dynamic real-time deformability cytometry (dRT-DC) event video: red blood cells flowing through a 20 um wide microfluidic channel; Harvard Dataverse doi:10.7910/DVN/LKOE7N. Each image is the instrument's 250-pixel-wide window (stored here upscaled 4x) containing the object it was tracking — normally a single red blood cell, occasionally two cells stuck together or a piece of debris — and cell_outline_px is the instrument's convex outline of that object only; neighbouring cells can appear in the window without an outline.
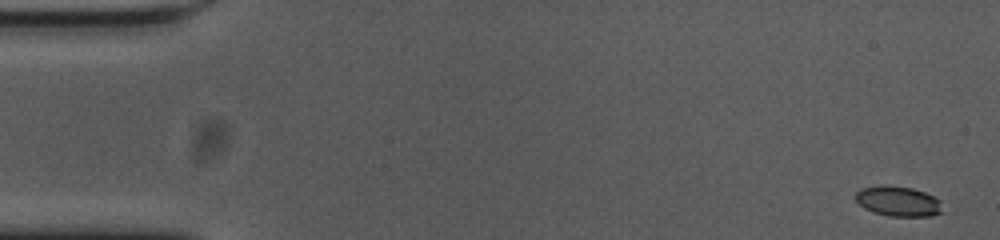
{"species": "common noctule bat (a hibernating species)", "species_latin": "Nyctalus noctula", "temperature_condition": "cold", "stored_images_in_passage": 55, "camera_frame_rate_fps": 3000, "um_per_image_px": 0.085, "animal": {"sex": "female", "body_mass_g": 23.0, "forearm_length_mm": 53.4}, "frame": {"image": 1, "passage_image": 1, "time_ms": 0.0, "image_size_px": [1000, 240], "cell_outline_px": [[944, 212], [932, 216], [888, 216], [872, 212], [864, 208], [852, 196], [860, 188], [880, 184], [888, 184], [912, 188], [924, 192], [940, 200]], "centroid_in_image_um": [76.31, 17.09], "position_along_channel_um": 8.7, "area_um2": 15.66}}
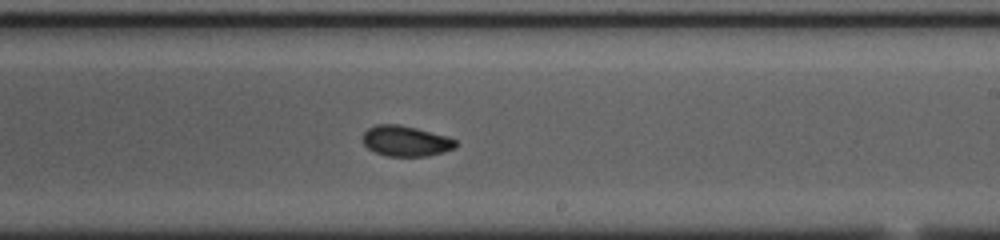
{"frame": {"image": 2, "passage_image": 32, "time_ms": 10.333, "image_size_px": [1000, 240], "cell_outline_px": [[456, 148], [444, 152], [428, 156], [388, 156], [376, 152], [368, 148], [364, 144], [364, 132], [368, 128], [376, 124], [400, 124], [448, 136], [456, 140]], "centroid_in_image_um": [34.52, 11.98], "position_along_channel_um": 254.5, "area_um2": 16.53}}
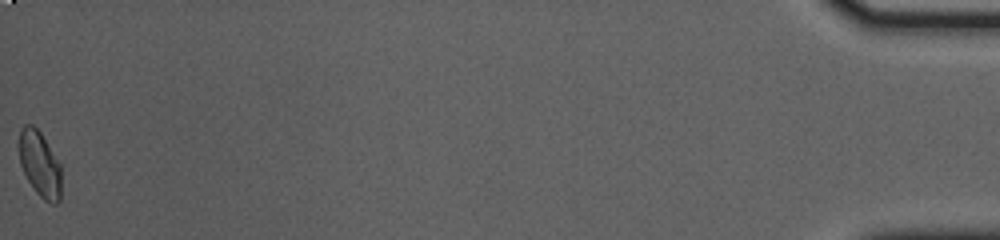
{"frame": {"image": 3, "passage_image": 55, "time_ms": 18.0, "image_size_px": [1000, 240], "cell_outline_px": [[60, 200], [56, 204], [52, 204], [44, 200], [36, 192], [28, 180], [20, 164], [20, 128], [24, 124], [32, 124], [40, 132], [60, 164]], "centroid_in_image_um": [3.38, 13.96], "position_along_channel_um": 431.8, "area_um2": 15.84}, "authors_computed_cell_mechanics": {"area_um2": 16.2996, "velocity_mm_per_s": 3.67, "shape_relaxation_time_tau1_ms": 3.7463, "shape_relaxation_time_tau2_ms": 1.8068, "deformation_change_tau1": 0.1083, "deformation_change_tau2": 0.0496}}